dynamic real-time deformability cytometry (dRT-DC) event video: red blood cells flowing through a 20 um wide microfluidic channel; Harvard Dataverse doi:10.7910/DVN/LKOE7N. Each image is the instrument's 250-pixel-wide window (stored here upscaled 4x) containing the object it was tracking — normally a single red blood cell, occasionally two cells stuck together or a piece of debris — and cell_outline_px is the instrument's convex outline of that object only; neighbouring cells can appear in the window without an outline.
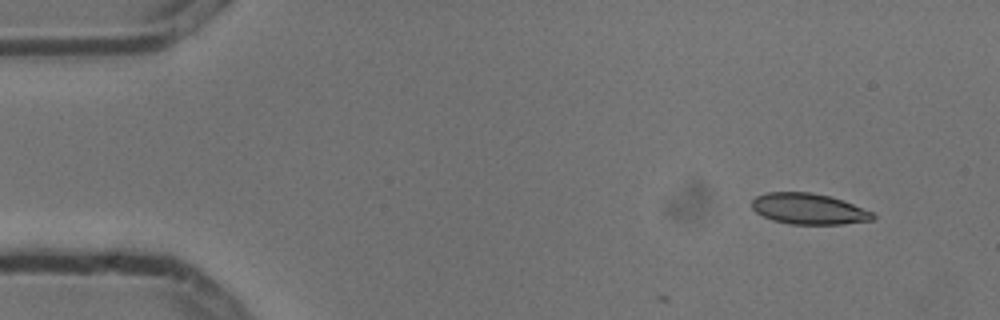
{"species": "common noctule bat (a hibernating species)", "species_latin": "Nyctalus noctula", "temperature_condition": "cold", "stored_images_in_passage": 5, "camera_frame_rate_fps": 3000, "um_per_image_px": 0.085, "animal": {"sex": "male", "body_mass_g": 13.3}, "frame": {"image": 1, "passage_image": 1, "time_ms": 0.0, "image_size_px": [1000, 320], "cell_outline_px": [[876, 216], [872, 220], [844, 224], [788, 224], [772, 220], [756, 212], [752, 208], [752, 200], [756, 196], [768, 192], [812, 192], [832, 196], [872, 212]], "centroid_in_image_um": [68.73, 17.75], "position_along_channel_um": 16.3, "area_um2": 21.79}}
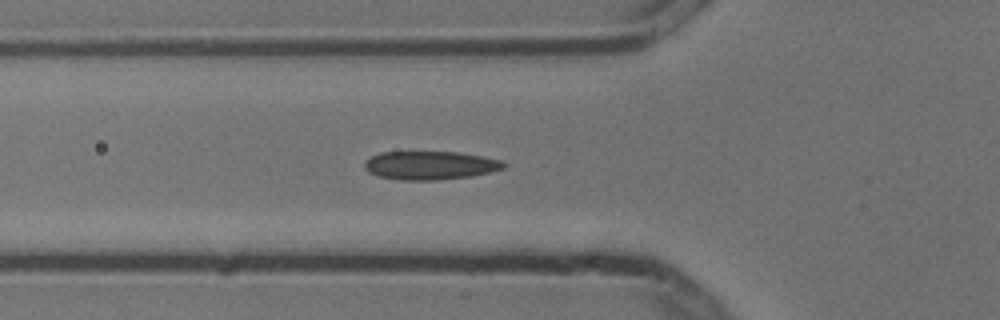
{"frame": {"image": 2, "passage_image": 5, "time_ms": 1.333, "image_size_px": [1000, 320], "cell_outline_px": [[508, 164], [504, 168], [492, 172], [472, 176], [436, 180], [400, 180], [380, 176], [368, 172], [364, 168], [364, 160], [380, 152], [456, 152], [484, 156], [500, 160]], "centroid_in_image_um": [36.58, 14.05], "position_along_channel_um": 89.2, "area_um2": 23.24}}